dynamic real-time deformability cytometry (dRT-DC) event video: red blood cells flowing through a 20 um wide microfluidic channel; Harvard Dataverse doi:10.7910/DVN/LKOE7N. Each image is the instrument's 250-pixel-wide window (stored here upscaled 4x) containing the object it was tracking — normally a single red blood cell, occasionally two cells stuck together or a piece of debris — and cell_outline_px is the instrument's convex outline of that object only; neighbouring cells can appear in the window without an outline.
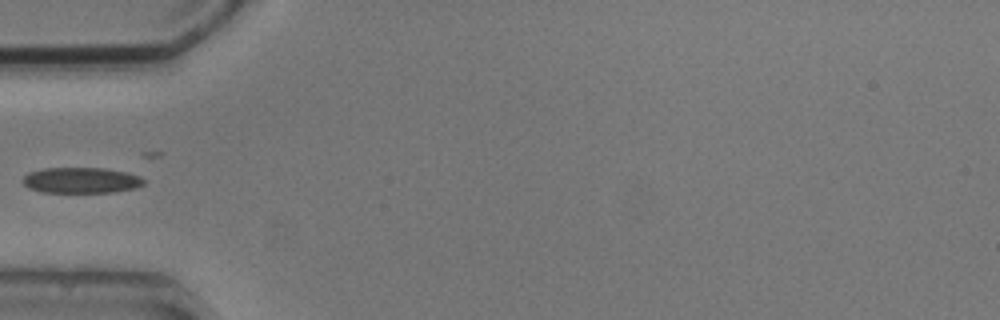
{"species": "common noctule bat (a hibernating species)", "species_latin": "Nyctalus noctula", "temperature_condition": "cold", "stored_images_in_passage": 2, "camera_frame_rate_fps": 3000, "um_per_image_px": 0.085, "animal": {"sex": "male", "body_mass_g": 20.5, "forearm_length_mm": 52.5}, "frame": {"image": 1, "passage_image": 1, "time_ms": 0.0, "image_size_px": [1000, 320], "cell_outline_px": [[144, 184], [136, 188], [112, 192], [40, 192], [28, 188], [24, 184], [24, 176], [28, 172], [44, 168], [104, 168], [124, 172], [140, 176], [144, 180]], "centroid_in_image_um": [6.89, 15.32], "position_along_channel_um": 78.1, "area_um2": 18.09}}